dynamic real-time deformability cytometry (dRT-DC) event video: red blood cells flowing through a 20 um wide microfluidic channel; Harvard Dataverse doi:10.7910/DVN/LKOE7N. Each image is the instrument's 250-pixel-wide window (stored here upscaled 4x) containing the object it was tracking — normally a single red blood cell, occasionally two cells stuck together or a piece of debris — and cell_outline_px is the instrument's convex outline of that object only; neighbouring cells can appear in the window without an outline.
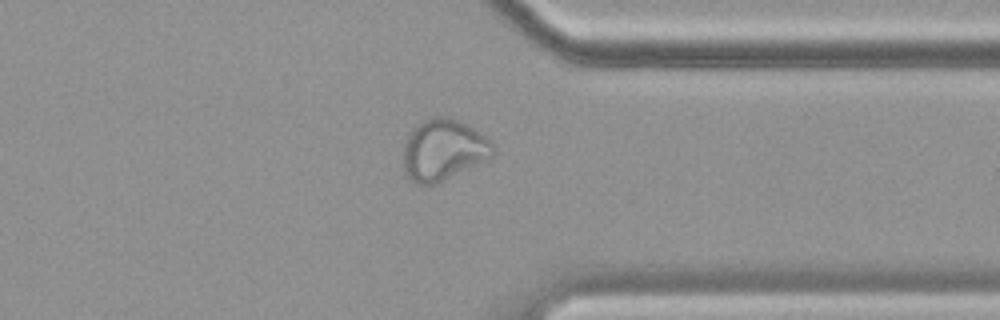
{"species": "common noctule bat (a hibernating species)", "species_latin": "Nyctalus noctula", "temperature_condition": "cold", "stored_images_in_passage": 48, "camera_frame_rate_fps": 3000, "um_per_image_px": 0.085, "animal": {"sex": "female", "body_mass_g": 19.9}, "frame": {"image": 1, "passage_image": 35, "time_ms": 11.333, "image_size_px": [1000, 320], "cell_outline_px": [[496, 152], [492, 156], [436, 184], [416, 184], [404, 172], [404, 140], [408, 132], [420, 120], [432, 116], [452, 116], [468, 124], [488, 136]], "centroid_in_image_um": [37.67, 12.68], "position_along_channel_um": 373.7, "area_um2": 32.43}}
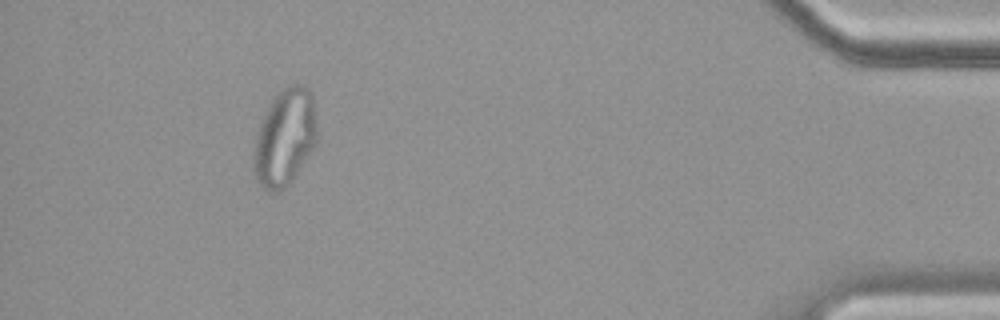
{"frame": {"image": 2, "passage_image": 43, "time_ms": 14.0, "image_size_px": [1000, 320], "cell_outline_px": [[316, 144], [296, 176], [284, 188], [272, 192], [268, 192], [260, 184], [256, 176], [252, 156], [256, 136], [260, 124], [268, 104], [288, 84], [304, 84], [312, 92], [316, 120]], "centroid_in_image_um": [24.22, 11.67], "position_along_channel_um": 411.0, "area_um2": 35.78}}